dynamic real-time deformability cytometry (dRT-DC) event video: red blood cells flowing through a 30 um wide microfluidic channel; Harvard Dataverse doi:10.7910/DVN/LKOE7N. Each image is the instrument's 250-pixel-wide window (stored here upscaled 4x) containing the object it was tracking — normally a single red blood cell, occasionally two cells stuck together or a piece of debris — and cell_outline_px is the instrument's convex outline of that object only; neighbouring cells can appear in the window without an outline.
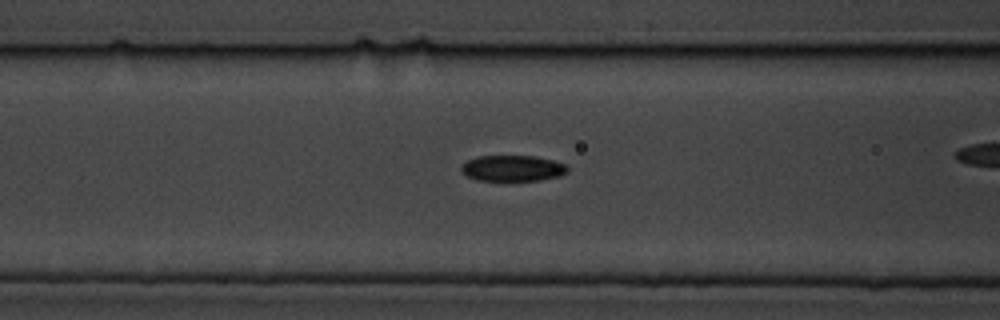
{"species": "common noctule bat (a hibernating species)", "species_latin": "Nyctalus noctula", "temperature_condition": "cold", "stored_images_in_passage": 32, "camera_frame_rate_fps": 3000, "um_per_image_px": 0.085, "animal": {"sex": "male", "body_mass_g": 19.5, "forearm_length_mm": 54.6}, "frame": {"image": 1, "passage_image": 8, "time_ms": 2.333, "image_size_px": [1000, 320], "cell_outline_px": [[568, 172], [560, 176], [540, 180], [476, 180], [460, 172], [460, 164], [476, 156], [532, 156], [552, 160], [564, 164], [568, 168]], "centroid_in_image_um": [43.52, 14.3], "position_along_channel_um": 123.1, "area_um2": 16.07}}
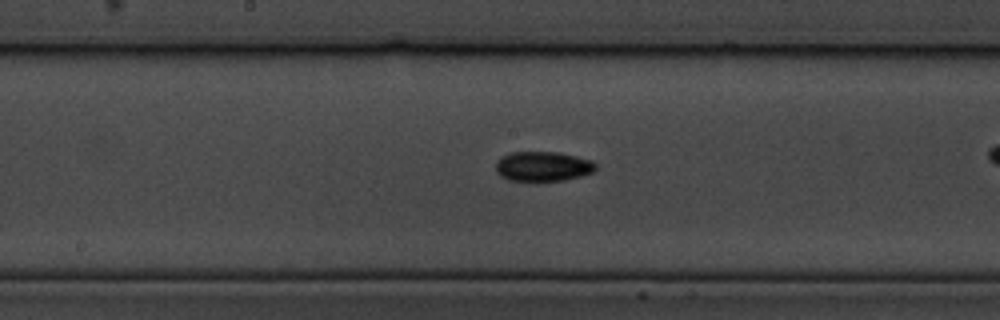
{"frame": {"image": 2, "passage_image": 15, "time_ms": 4.667, "image_size_px": [1000, 320], "cell_outline_px": [[596, 168], [592, 172], [580, 176], [564, 180], [536, 184], [508, 180], [500, 176], [496, 172], [496, 160], [512, 152], [560, 152], [592, 160], [596, 164]], "centroid_in_image_um": [46.12, 14.19], "position_along_channel_um": 202.1, "area_um2": 18.03}}
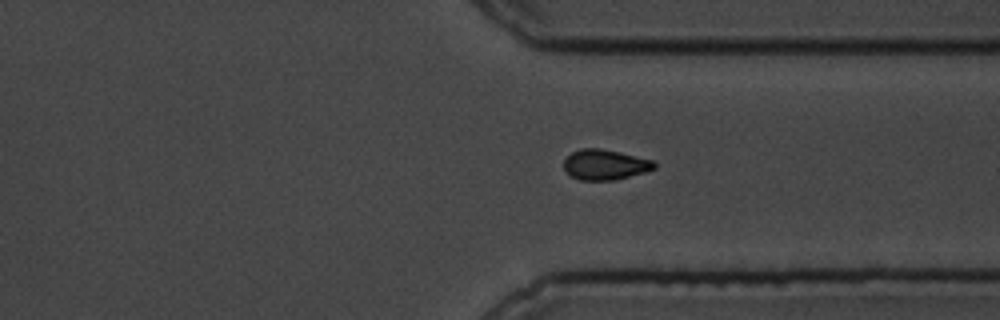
{"frame": {"image": 3, "passage_image": 29, "time_ms": 9.333, "image_size_px": [1000, 320], "cell_outline_px": [[656, 168], [644, 172], [616, 180], [580, 180], [572, 176], [564, 168], [564, 160], [572, 152], [580, 148], [600, 148], [620, 152], [652, 160], [656, 164]], "centroid_in_image_um": [51.43, 13.99], "position_along_channel_um": 360.0, "area_um2": 15.9}}